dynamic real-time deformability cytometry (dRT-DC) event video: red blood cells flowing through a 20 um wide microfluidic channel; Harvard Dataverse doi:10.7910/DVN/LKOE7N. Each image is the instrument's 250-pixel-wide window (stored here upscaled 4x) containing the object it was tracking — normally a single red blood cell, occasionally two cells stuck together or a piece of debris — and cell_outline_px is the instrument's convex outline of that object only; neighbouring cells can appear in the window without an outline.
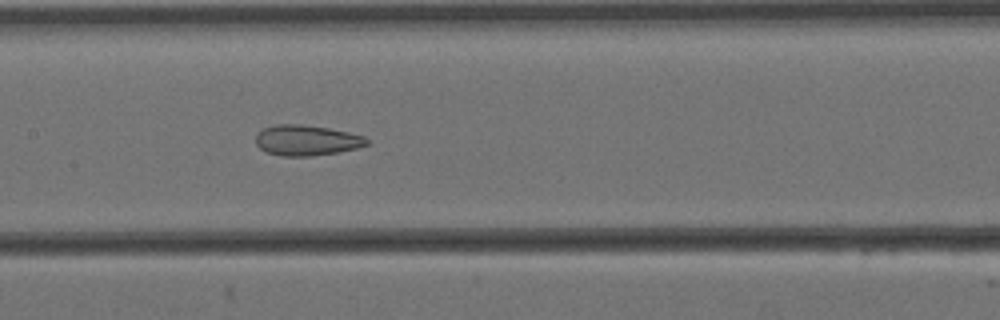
{"species": "Egyptian fruit bat (a non-hibernating species)", "species_latin": "Rousettus aegyptiacus", "temperature_condition": "cold", "stored_images_in_passage": 7, "camera_frame_rate_fps": 3000, "um_per_image_px": 0.085, "animal": {"sex": "female"}, "frame": {"image": 1, "passage_image": 7, "time_ms": 2.0, "image_size_px": [1000, 320], "cell_outline_px": [[368, 144], [356, 148], [340, 152], [308, 156], [284, 156], [268, 152], [260, 148], [256, 144], [256, 132], [264, 128], [276, 124], [300, 124], [328, 128], [348, 132], [364, 136], [368, 140]], "centroid_in_image_um": [26.05, 11.92], "position_along_channel_um": 181.4, "area_um2": 19.65}}